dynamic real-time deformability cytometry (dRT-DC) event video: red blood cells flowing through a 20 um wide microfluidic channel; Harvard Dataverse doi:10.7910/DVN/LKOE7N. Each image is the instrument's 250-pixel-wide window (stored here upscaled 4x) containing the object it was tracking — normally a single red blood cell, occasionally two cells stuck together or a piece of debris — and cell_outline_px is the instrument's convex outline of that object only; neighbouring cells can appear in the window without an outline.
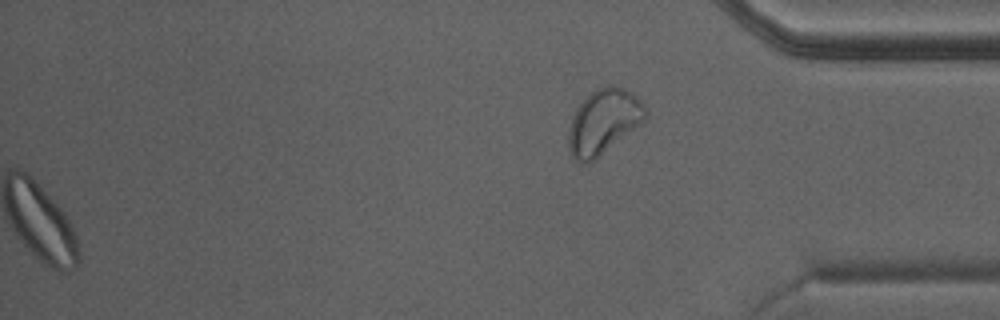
{"species": "Egyptian fruit bat (a non-hibernating species)", "species_latin": "Rousettus aegyptiacus", "temperature_condition": "warm", "stored_images_in_passage": 33, "segment_of_instrument_passage": [2, 2], "camera_frame_rate_fps": 3000, "um_per_image_px": 0.085, "animal": {"sex": "male"}, "frame": {"image": 1, "passage_image": 33, "time_ms": 10.667, "image_size_px": [1000, 320], "cell_outline_px": [[648, 116], [644, 120], [596, 160], [584, 164], [580, 164], [572, 156], [568, 144], [568, 132], [572, 116], [576, 108], [588, 92], [596, 88], [608, 84], [616, 84], [632, 92], [644, 104], [648, 112]], "centroid_in_image_um": [51.29, 10.32], "position_along_channel_um": 383.9, "area_um2": 29.54}}